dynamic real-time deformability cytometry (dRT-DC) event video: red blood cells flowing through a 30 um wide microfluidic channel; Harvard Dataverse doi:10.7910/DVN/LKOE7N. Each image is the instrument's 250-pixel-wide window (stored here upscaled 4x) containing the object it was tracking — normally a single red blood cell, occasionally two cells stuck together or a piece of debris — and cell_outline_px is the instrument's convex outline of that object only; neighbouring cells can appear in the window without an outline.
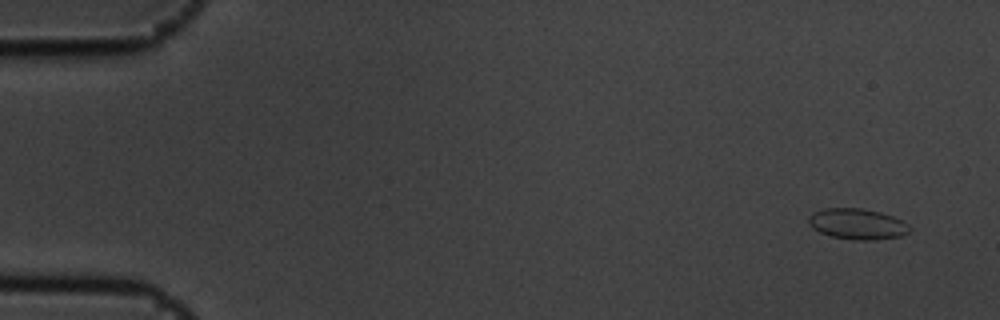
{"species": "common noctule bat (a hibernating species)", "species_latin": "Nyctalus noctula", "temperature_condition": "cold", "stored_images_in_passage": 6, "camera_frame_rate_fps": 3000, "um_per_image_px": 0.085, "animal": {"sex": "male", "body_mass_g": 19.5, "forearm_length_mm": 54.6}, "frame": {"image": 1, "passage_image": 1, "time_ms": 0.0, "image_size_px": [1000, 320], "cell_outline_px": [[912, 228], [908, 232], [900, 236], [876, 240], [852, 240], [832, 236], [820, 232], [812, 228], [808, 224], [808, 216], [812, 212], [824, 208], [860, 208], [880, 212], [904, 220]], "centroid_in_image_um": [72.87, 19.03], "position_along_channel_um": 12.1, "area_um2": 18.32}}
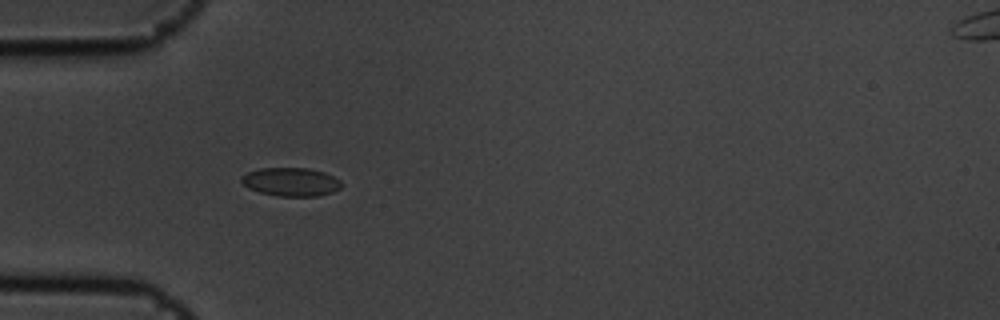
{"frame": {"image": 2, "passage_image": 5, "time_ms": 1.333, "image_size_px": [1000, 320], "cell_outline_px": [[344, 184], [340, 188], [332, 192], [320, 196], [276, 196], [260, 192], [248, 188], [240, 180], [240, 176], [248, 172], [260, 168], [308, 168], [324, 172], [340, 180]], "centroid_in_image_um": [24.73, 15.46], "position_along_channel_um": 60.3, "area_um2": 16.7}}
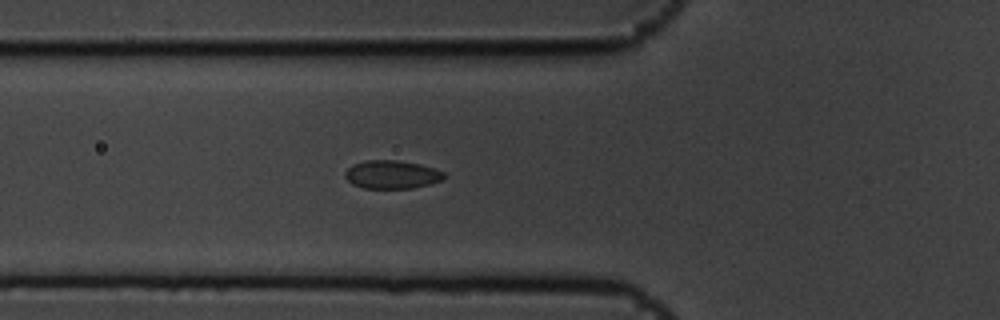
{"frame": {"image": 3, "passage_image": 6, "time_ms": 1.667, "image_size_px": [1000, 320], "cell_outline_px": [[444, 176], [440, 180], [428, 184], [412, 188], [364, 188], [352, 184], [344, 176], [344, 172], [352, 164], [364, 160], [396, 160], [420, 164], [444, 172]], "centroid_in_image_um": [33.24, 14.82], "position_along_channel_um": 92.6, "area_um2": 16.18}}